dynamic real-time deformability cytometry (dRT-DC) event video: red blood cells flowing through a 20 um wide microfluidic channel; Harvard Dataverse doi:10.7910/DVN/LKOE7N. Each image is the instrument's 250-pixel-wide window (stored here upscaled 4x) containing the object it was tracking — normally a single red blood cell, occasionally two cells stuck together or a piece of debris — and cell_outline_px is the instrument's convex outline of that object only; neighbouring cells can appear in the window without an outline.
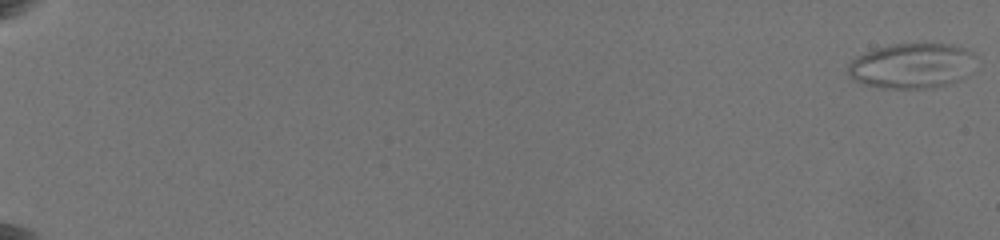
{"species": "common noctule bat (a hibernating species)", "species_latin": "Nyctalus noctula", "temperature_condition": "warm", "stored_images_in_passage": 48, "camera_frame_rate_fps": 3000, "um_per_image_px": 0.085, "animal": {"sex": "female", "body_mass_g": 19.5, "forearm_length_mm": 54.1}, "frame": {"image": 1, "passage_image": 1, "time_ms": 0.0, "image_size_px": [1000, 240], "cell_outline_px": [[972, 52], [948, 80], [944, 84], [932, 88], [884, 88], [864, 84], [852, 76], [848, 72], [848, 64], [852, 60], [868, 52], [880, 48], [896, 44], [944, 44], [960, 48]], "centroid_in_image_um": [77.2, 5.58], "position_along_channel_um": 7.8, "area_um2": 30.46}}
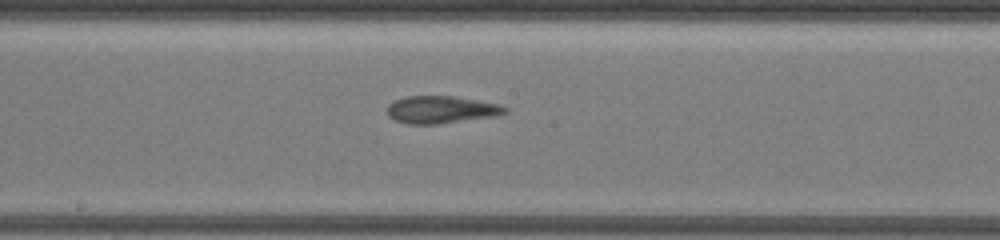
{"frame": {"image": 2, "passage_image": 29, "time_ms": 12.333, "image_size_px": [1000, 240], "cell_outline_px": [[508, 112], [496, 116], [436, 124], [408, 124], [396, 120], [388, 116], [388, 104], [404, 96], [452, 96], [500, 104], [508, 108]], "centroid_in_image_um": [37.51, 9.32], "position_along_channel_um": 210.7, "area_um2": 18.73}}
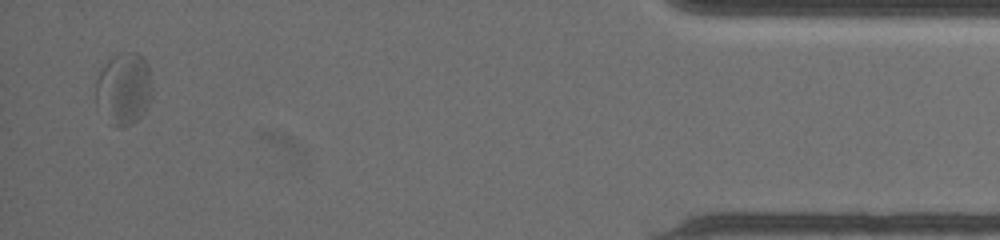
{"frame": {"image": 3, "passage_image": 48, "time_ms": 20.0, "image_size_px": [1000, 240], "cell_outline_px": [[152, 96], [144, 112], [136, 120], [120, 128], [112, 128], [96, 100], [96, 80], [100, 72], [108, 60], [124, 52], [136, 52], [148, 64], [152, 88]], "centroid_in_image_um": [10.54, 7.55], "position_along_channel_um": 424.7, "area_um2": 23.41}, "authors_computed_cell_mechanics": {"area_um2": 19.6809, "velocity_mm_per_s": 3.6087, "shape_relaxation_time_tau1_ms": 6.0546, "shape_relaxation_time_tau2_ms": 1.3699, "deformation_change_tau1": 0.1414, "deformation_change_tau2": 0.0833}}